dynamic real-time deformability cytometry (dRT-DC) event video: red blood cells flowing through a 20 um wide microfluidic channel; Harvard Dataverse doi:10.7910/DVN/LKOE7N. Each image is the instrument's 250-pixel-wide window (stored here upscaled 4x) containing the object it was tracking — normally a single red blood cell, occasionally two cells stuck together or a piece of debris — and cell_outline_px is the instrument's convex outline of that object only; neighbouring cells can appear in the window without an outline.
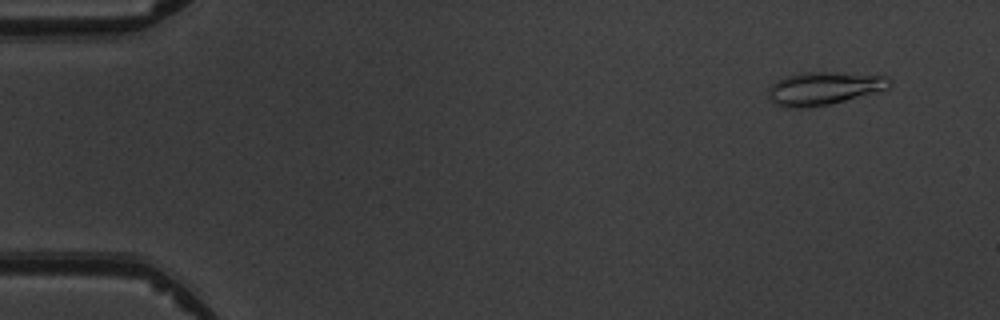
{"species": "common noctule bat (a hibernating species)", "species_latin": "Nyctalus noctula", "temperature_condition": "warm", "stored_images_in_passage": 6, "camera_frame_rate_fps": 3000, "um_per_image_px": 0.085, "animal": {"sex": "male", "body_mass_g": 19.5, "forearm_length_mm": 54.6}, "frame": {"image": 1, "passage_image": 1, "time_ms": 0.0, "image_size_px": [1000, 320], "cell_outline_px": [[892, 88], [828, 104], [804, 108], [792, 108], [776, 104], [768, 96], [768, 88], [776, 80], [784, 76], [800, 72], [824, 72], [888, 76], [892, 80]], "centroid_in_image_um": [70.04, 7.5], "position_along_channel_um": 15.0, "area_um2": 23.29}}
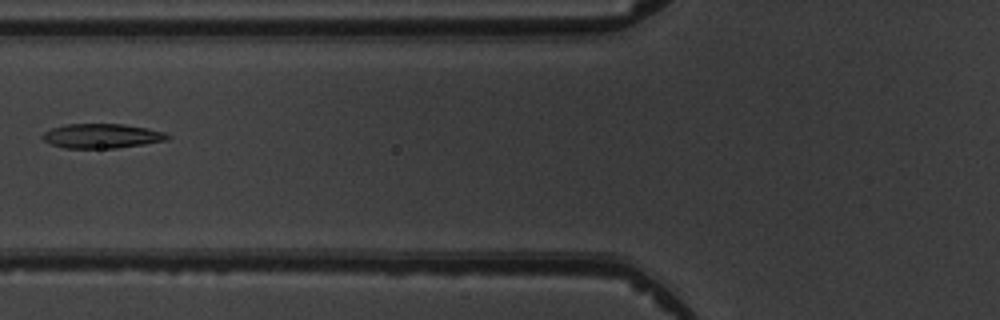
{"frame": {"image": 2, "passage_image": 5, "time_ms": 5.667, "image_size_px": [1000, 320], "cell_outline_px": [[172, 136], [168, 140], [144, 144], [116, 148], [64, 148], [48, 144], [40, 136], [44, 132], [52, 128], [64, 124], [124, 124], [148, 128], [164, 132]], "centroid_in_image_um": [8.64, 11.56], "position_along_channel_um": 117.2, "area_um2": 18.03}}
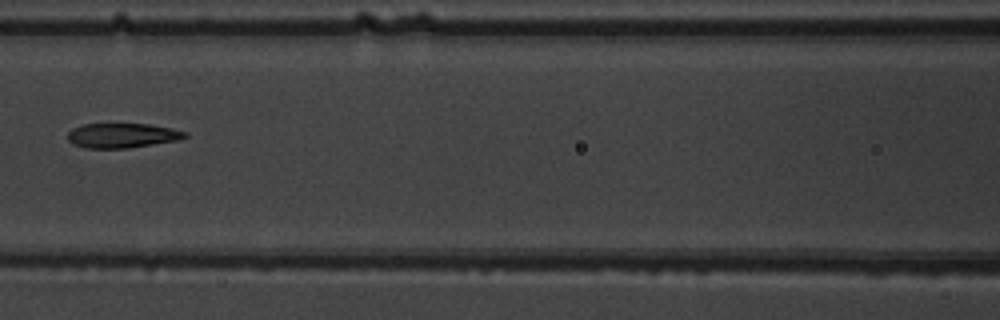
{"frame": {"image": 3, "passage_image": 6, "time_ms": 6.667, "image_size_px": [1000, 320], "cell_outline_px": [[188, 136], [176, 140], [128, 148], [84, 148], [72, 144], [68, 140], [68, 132], [72, 128], [84, 124], [148, 124], [172, 128], [188, 132]], "centroid_in_image_um": [10.36, 11.51], "position_along_channel_um": 156.2, "area_um2": 16.82}}